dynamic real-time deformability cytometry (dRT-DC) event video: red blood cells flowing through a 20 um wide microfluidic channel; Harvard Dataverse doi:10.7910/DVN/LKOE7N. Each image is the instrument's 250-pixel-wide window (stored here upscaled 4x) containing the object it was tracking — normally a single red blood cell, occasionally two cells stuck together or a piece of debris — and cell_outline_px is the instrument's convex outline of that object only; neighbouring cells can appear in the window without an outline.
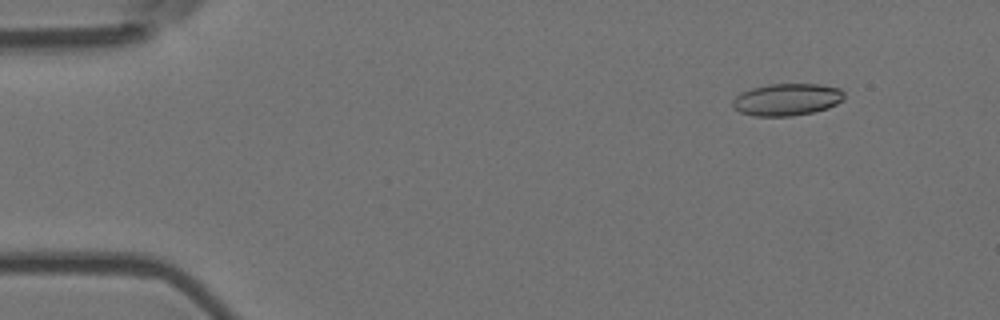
{"species": "Egyptian fruit bat (a non-hibernating species)", "species_latin": "Rousettus aegyptiacus", "temperature_condition": "room temperature", "stored_images_in_passage": 5, "camera_frame_rate_fps": 3000, "um_per_image_px": 0.085, "animal": {"sex": "female"}, "frame": {"image": 1, "passage_image": 2, "time_ms": 0.333, "image_size_px": [1000, 320], "cell_outline_px": [[844, 100], [828, 108], [812, 112], [792, 116], [756, 116], [740, 112], [732, 108], [732, 100], [740, 92], [752, 88], [768, 84], [820, 84], [840, 88], [844, 92]], "centroid_in_image_um": [66.88, 8.45], "position_along_channel_um": 18.1, "area_um2": 21.04}}
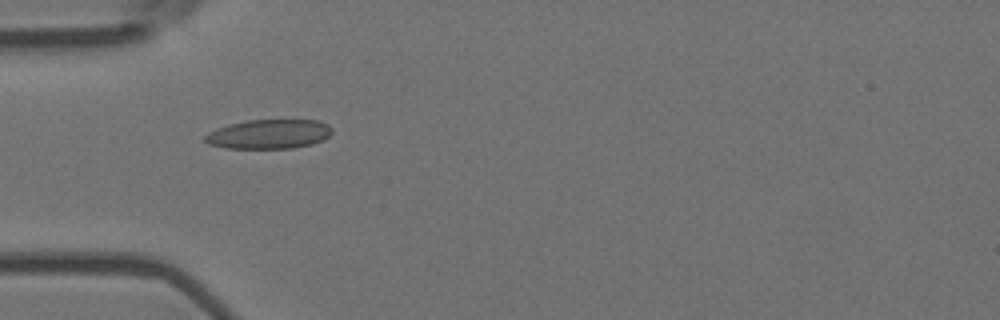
{"frame": {"image": 2, "passage_image": 5, "time_ms": 1.333, "image_size_px": [1000, 320], "cell_outline_px": [[332, 132], [324, 140], [312, 144], [292, 148], [224, 148], [208, 144], [204, 140], [204, 136], [208, 132], [216, 128], [228, 124], [248, 120], [320, 120], [328, 124], [332, 128]], "centroid_in_image_um": [22.85, 11.39], "position_along_channel_um": 62.1, "area_um2": 21.91}}